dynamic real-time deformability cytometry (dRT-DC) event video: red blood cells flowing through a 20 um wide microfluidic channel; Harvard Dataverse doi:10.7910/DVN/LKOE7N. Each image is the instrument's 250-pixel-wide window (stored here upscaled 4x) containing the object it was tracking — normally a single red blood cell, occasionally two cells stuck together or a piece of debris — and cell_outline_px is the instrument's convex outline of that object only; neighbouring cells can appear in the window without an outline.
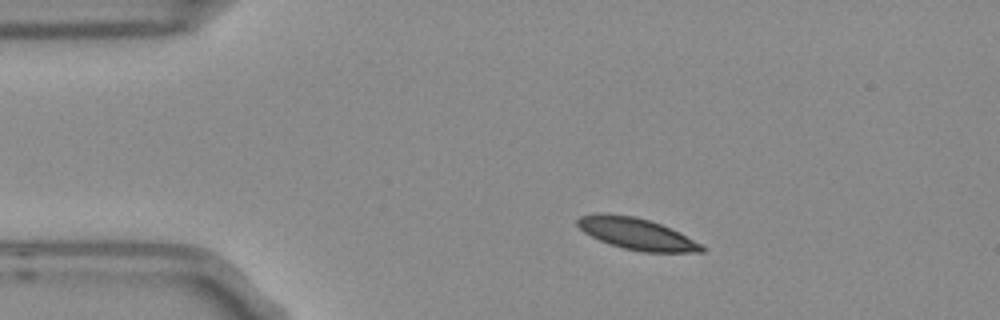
{"species": "Egyptian fruit bat (a non-hibernating species)", "species_latin": "Rousettus aegyptiacus", "temperature_condition": "room temperature", "stored_images_in_passage": 4, "camera_frame_rate_fps": 3000, "um_per_image_px": 0.085, "frame": {"image": 1, "passage_image": 2, "time_ms": 0.333, "image_size_px": [1000, 320], "cell_outline_px": [[704, 252], [644, 252], [624, 248], [600, 240], [584, 232], [576, 224], [576, 220], [580, 216], [596, 212], [608, 212], [636, 216], [660, 224], [680, 232], [704, 244]], "centroid_in_image_um": [54.12, 19.85], "position_along_channel_um": 30.9, "area_um2": 23.06}}
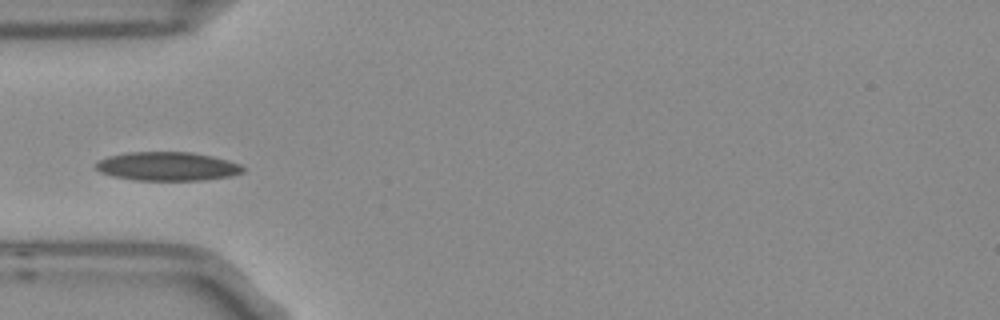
{"frame": {"image": 2, "passage_image": 4, "time_ms": 1.0, "image_size_px": [1000, 320], "cell_outline_px": [[244, 172], [232, 176], [204, 180], [136, 180], [112, 176], [100, 172], [96, 168], [96, 164], [100, 160], [108, 156], [128, 152], [192, 152], [212, 156], [228, 160], [240, 164], [244, 168]], "centroid_in_image_um": [14.26, 14.14], "position_along_channel_um": 70.7, "area_um2": 24.68}}